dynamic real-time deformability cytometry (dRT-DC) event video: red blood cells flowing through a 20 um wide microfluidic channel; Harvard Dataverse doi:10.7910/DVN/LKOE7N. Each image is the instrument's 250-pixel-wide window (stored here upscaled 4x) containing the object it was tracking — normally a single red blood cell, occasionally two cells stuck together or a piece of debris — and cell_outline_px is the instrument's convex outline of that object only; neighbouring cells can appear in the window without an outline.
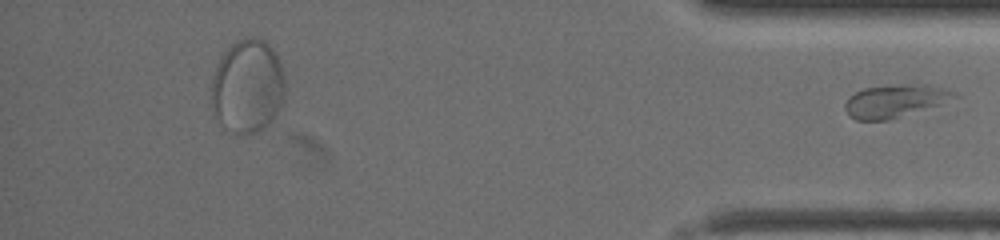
{"species": "common noctule bat (a hibernating species)", "species_latin": "Nyctalus noctula", "temperature_condition": "warm", "stored_images_in_passage": 76, "segment_of_instrument_passage": [2, 2], "camera_frame_rate_fps": 3000, "um_per_image_px": 0.085, "animal": {"sex": "female", "body_mass_g": 19.5, "forearm_length_mm": 54.1}, "frame": {"image": 1, "passage_image": 76, "time_ms": 25.0, "image_size_px": [1000, 240], "cell_outline_px": [[960, 96], [940, 104], [888, 120], [856, 120], [848, 116], [844, 108], [844, 104], [856, 92], [864, 88], [892, 84], [920, 84], [944, 88], [956, 92]], "centroid_in_image_um": [76.07, 8.57], "position_along_channel_um": 359.1, "area_um2": 20.81}}